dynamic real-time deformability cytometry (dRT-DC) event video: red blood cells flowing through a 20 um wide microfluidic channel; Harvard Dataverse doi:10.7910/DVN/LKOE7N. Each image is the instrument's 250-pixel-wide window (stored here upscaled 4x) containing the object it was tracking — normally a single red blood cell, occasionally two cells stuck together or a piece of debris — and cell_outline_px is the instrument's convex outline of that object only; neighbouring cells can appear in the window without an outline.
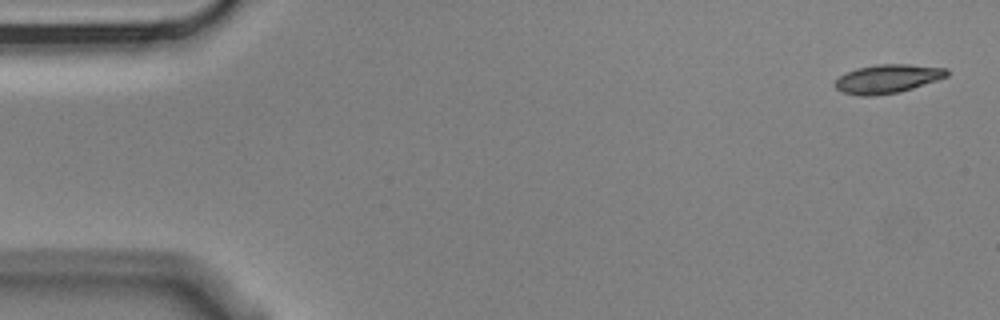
{"species": "Egyptian fruit bat (a non-hibernating species)", "species_latin": "Rousettus aegyptiacus", "temperature_condition": "cold", "stored_images_in_passage": 5, "camera_frame_rate_fps": 3000, "um_per_image_px": 0.085, "animal": {"sex": "male"}, "frame": {"image": 1, "passage_image": 1, "time_ms": 0.0, "image_size_px": [1000, 320], "cell_outline_px": [[948, 76], [900, 92], [872, 96], [860, 96], [840, 92], [832, 84], [840, 76], [856, 68], [876, 64], [908, 64], [948, 68]], "centroid_in_image_um": [75.41, 6.7], "position_along_channel_um": 9.6, "area_um2": 18.79}}
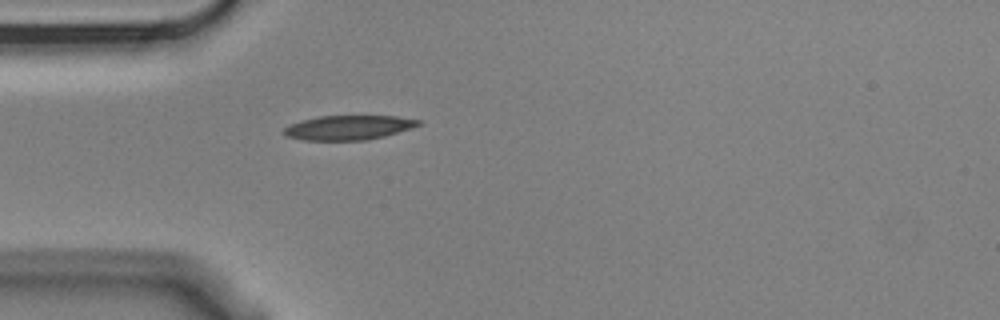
{"frame": {"image": 2, "passage_image": 5, "time_ms": 1.333, "image_size_px": [1000, 320], "cell_outline_px": [[420, 124], [384, 136], [368, 140], [304, 140], [284, 136], [280, 132], [284, 128], [300, 120], [320, 116], [396, 116], [420, 120]], "centroid_in_image_um": [29.53, 10.84], "position_along_channel_um": 55.5, "area_um2": 19.02}}